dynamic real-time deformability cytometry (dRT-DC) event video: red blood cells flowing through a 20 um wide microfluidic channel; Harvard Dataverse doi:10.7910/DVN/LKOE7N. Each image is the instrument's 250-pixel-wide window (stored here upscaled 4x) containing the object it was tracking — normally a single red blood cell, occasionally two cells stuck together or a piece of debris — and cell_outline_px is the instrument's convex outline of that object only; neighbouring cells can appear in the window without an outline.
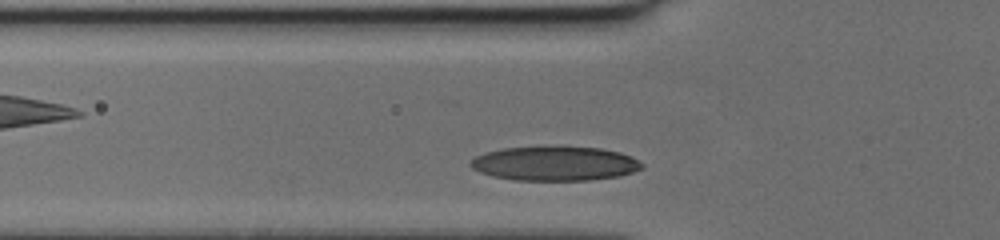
{"species": "human", "species_latin": "Homo sapiens", "temperature_condition": "cold", "stored_images_in_passage": 25, "camera_frame_rate_fps": 3000, "um_per_image_px": 0.085, "donor": {"sex": "female"}, "frame": {"image": 1, "passage_image": 3, "time_ms": 0.667, "image_size_px": [1000, 240], "cell_outline_px": [[644, 168], [620, 176], [588, 180], [516, 180], [492, 176], [480, 172], [472, 168], [468, 164], [476, 156], [488, 152], [504, 148], [600, 148], [620, 152], [632, 156], [644, 164]], "centroid_in_image_um": [47.2, 13.92], "position_along_channel_um": 78.6, "area_um2": 33.7}}
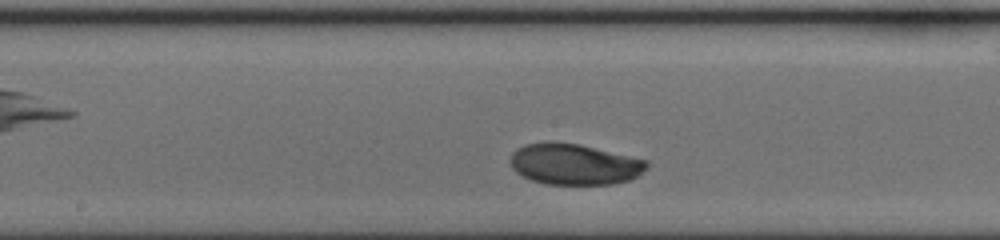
{"frame": {"image": 2, "passage_image": 12, "time_ms": 3.667, "image_size_px": [1000, 240], "cell_outline_px": [[648, 168], [636, 176], [628, 180], [612, 184], [544, 184], [520, 176], [512, 168], [512, 152], [516, 148], [524, 144], [580, 144], [648, 160]], "centroid_in_image_um": [48.84, 13.98], "position_along_channel_um": 199.4, "area_um2": 32.08}}
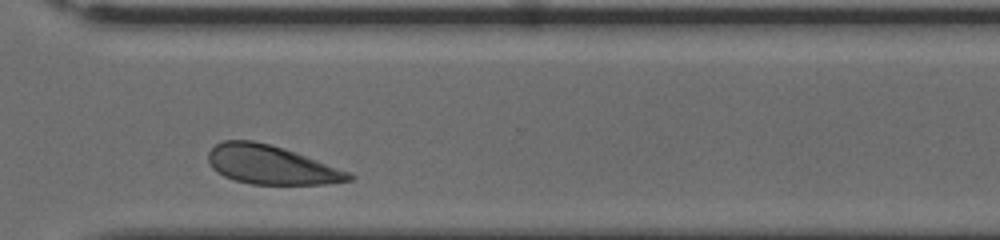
{"frame": {"image": 3, "passage_image": 23, "time_ms": 7.333, "image_size_px": [1000, 240], "cell_outline_px": [[356, 176], [352, 180], [328, 184], [252, 184], [236, 180], [224, 176], [216, 172], [212, 168], [208, 160], [208, 152], [216, 144], [224, 140], [252, 140], [284, 148], [352, 172]], "centroid_in_image_um": [23.08, 14.01], "position_along_channel_um": 347.5, "area_um2": 31.91}}